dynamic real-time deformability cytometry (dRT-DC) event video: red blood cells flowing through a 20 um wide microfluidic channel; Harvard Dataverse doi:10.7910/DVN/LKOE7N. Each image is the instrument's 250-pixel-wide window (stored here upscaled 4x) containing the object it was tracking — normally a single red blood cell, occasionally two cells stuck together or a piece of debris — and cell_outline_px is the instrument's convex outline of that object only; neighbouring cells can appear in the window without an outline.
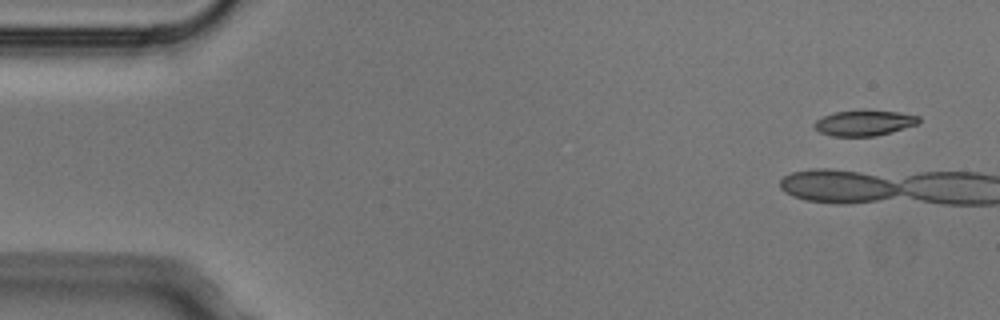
{"species": "Egyptian fruit bat (a non-hibernating species)", "species_latin": "Rousettus aegyptiacus", "temperature_condition": "cold", "stored_images_in_passage": 6, "camera_frame_rate_fps": 3000, "um_per_image_px": 0.085, "animal": {"sex": "male"}, "frame": {"image": 1, "passage_image": 1, "time_ms": 0.0, "image_size_px": [1000, 320], "cell_outline_px": [[920, 120], [916, 124], [892, 132], [876, 136], [832, 136], [820, 132], [812, 124], [816, 120], [824, 116], [836, 112], [900, 112], [920, 116]], "centroid_in_image_um": [73.46, 10.48], "position_along_channel_um": 11.5, "area_um2": 14.97}}
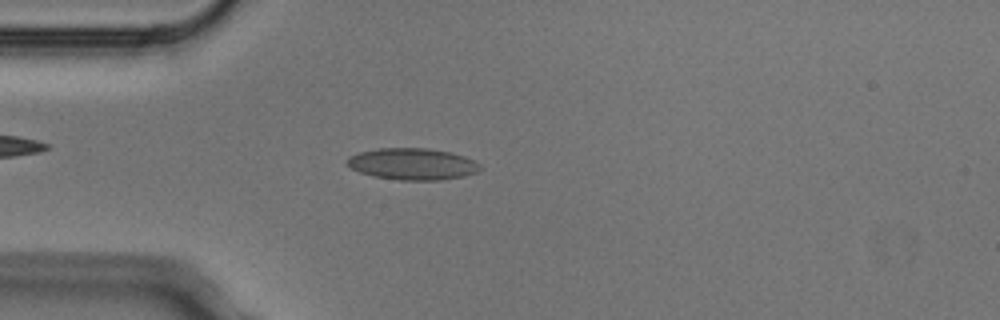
{"frame": {"image": 2, "passage_image": 5, "time_ms": 1.333, "image_size_px": [1000, 320], "cell_outline_px": [[484, 168], [480, 172], [464, 176], [440, 180], [396, 180], [372, 176], [360, 172], [352, 168], [348, 164], [348, 156], [360, 152], [380, 148], [428, 148], [452, 152], [476, 160]], "centroid_in_image_um": [35.14, 13.94], "position_along_channel_um": 49.9, "area_um2": 24.8}}